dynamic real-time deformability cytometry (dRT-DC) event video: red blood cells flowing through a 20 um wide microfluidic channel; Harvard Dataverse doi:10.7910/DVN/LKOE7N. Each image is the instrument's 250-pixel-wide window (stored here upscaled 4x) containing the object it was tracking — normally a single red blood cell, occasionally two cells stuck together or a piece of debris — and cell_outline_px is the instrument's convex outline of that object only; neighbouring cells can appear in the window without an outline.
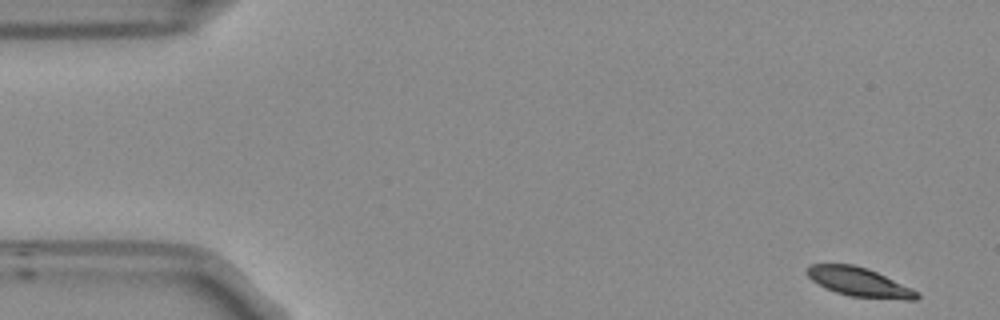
{"species": "Egyptian fruit bat (a non-hibernating species)", "species_latin": "Rousettus aegyptiacus", "temperature_condition": "room temperature", "stored_images_in_passage": 53, "camera_frame_rate_fps": 3000, "um_per_image_px": 0.085, "frame": {"image": 1, "passage_image": 1, "time_ms": 0.0, "image_size_px": [1000, 320], "cell_outline_px": [[920, 296], [916, 300], [904, 300], [848, 296], [824, 288], [812, 280], [804, 272], [808, 264], [852, 264], [868, 268], [912, 288], [920, 292]], "centroid_in_image_um": [73.03, 23.98], "position_along_channel_um": 12.0, "area_um2": 18.84}}
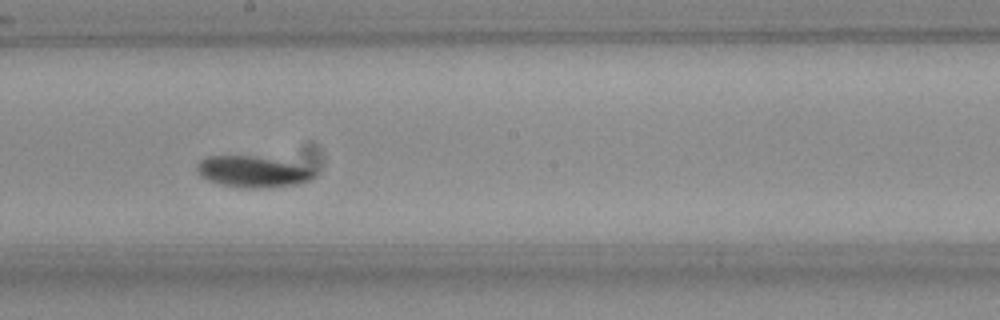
{"frame": {"image": 2, "passage_image": 28, "time_ms": 9.0, "image_size_px": [1000, 320], "cell_outline_px": [[316, 172], [304, 184], [268, 188], [240, 188], [220, 184], [208, 180], [200, 176], [196, 168], [196, 164], [200, 160], [208, 156], [252, 156], [312, 168]], "centroid_in_image_um": [21.44, 14.62], "position_along_channel_um": 226.8, "area_um2": 21.21}}
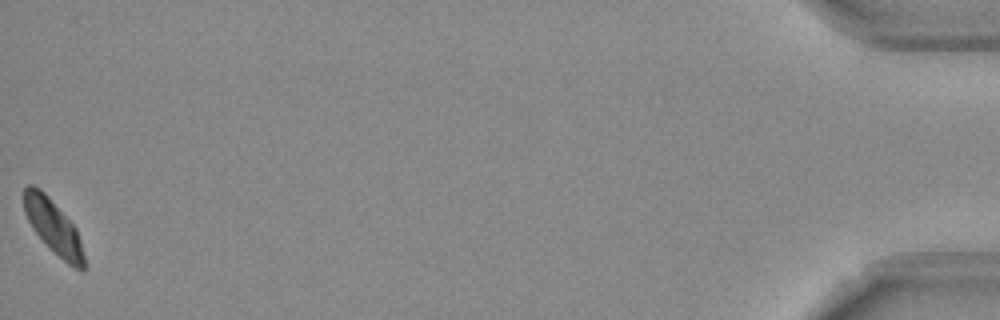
{"frame": {"image": 3, "passage_image": 53, "time_ms": 17.333, "image_size_px": [1000, 320], "cell_outline_px": [[84, 268], [80, 272], [72, 268], [32, 228], [24, 212], [24, 188], [28, 184], [32, 184], [40, 188], [48, 196], [76, 228], [80, 240], [84, 256]], "centroid_in_image_um": [4.53, 19.25], "position_along_channel_um": 430.7, "area_um2": 18.44}, "authors_computed_cell_mechanics": {"area_um2": 19.941, "velocity_mm_per_s": 3.6786, "shape_relaxation_time_tau1_ms": 2.7026, "shape_relaxation_time_tau2_ms": null, "deformation_change_tau1": 0.1013, "deformation_change_tau2": null}}